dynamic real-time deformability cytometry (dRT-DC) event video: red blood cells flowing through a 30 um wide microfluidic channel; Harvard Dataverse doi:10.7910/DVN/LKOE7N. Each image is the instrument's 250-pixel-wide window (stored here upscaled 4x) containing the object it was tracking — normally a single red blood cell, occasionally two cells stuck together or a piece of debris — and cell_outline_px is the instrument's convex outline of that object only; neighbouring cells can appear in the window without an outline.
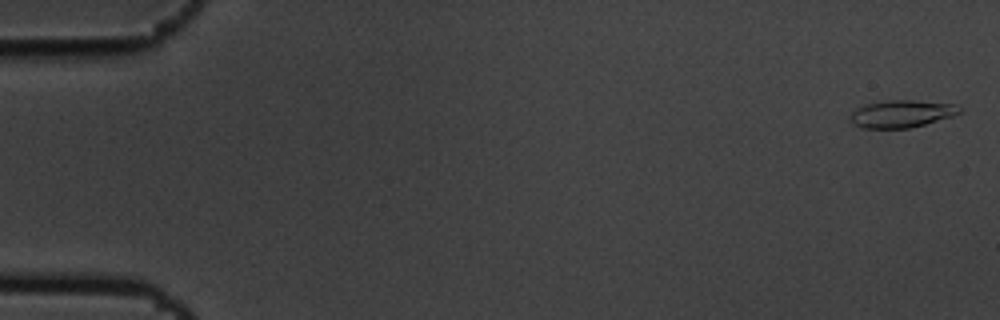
{"species": "common noctule bat (a hibernating species)", "species_latin": "Nyctalus noctula", "temperature_condition": "cold", "stored_images_in_passage": 6, "camera_frame_rate_fps": 3000, "um_per_image_px": 0.085, "animal": {"sex": "male", "body_mass_g": 19.5, "forearm_length_mm": 54.6}, "frame": {"image": 1, "passage_image": 1, "time_ms": 0.0, "image_size_px": [1000, 320], "cell_outline_px": [[960, 112], [952, 116], [924, 124], [908, 128], [860, 128], [852, 124], [848, 116], [856, 108], [864, 104], [888, 100], [912, 100], [956, 104], [960, 108]], "centroid_in_image_um": [76.57, 9.67], "position_along_channel_um": 8.4, "area_um2": 17.46}}
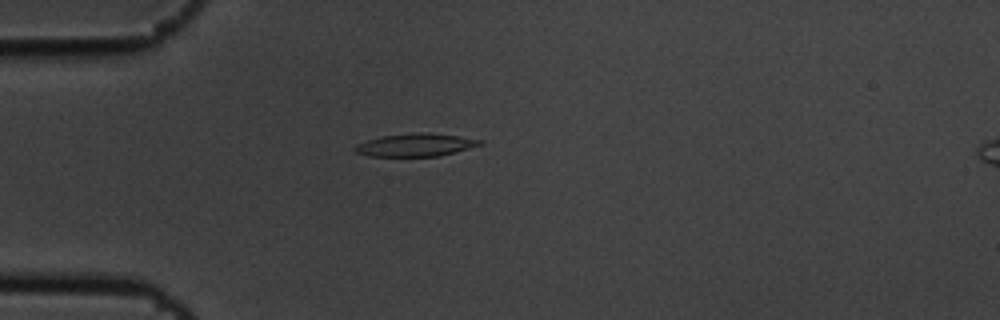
{"frame": {"image": 2, "passage_image": 5, "time_ms": 1.333, "image_size_px": [1000, 320], "cell_outline_px": [[484, 144], [440, 156], [368, 156], [356, 152], [352, 148], [356, 144], [368, 140], [384, 136], [420, 132], [424, 132], [456, 136], [484, 140]], "centroid_in_image_um": [35.33, 12.33], "position_along_channel_um": 49.7, "area_um2": 16.47}}